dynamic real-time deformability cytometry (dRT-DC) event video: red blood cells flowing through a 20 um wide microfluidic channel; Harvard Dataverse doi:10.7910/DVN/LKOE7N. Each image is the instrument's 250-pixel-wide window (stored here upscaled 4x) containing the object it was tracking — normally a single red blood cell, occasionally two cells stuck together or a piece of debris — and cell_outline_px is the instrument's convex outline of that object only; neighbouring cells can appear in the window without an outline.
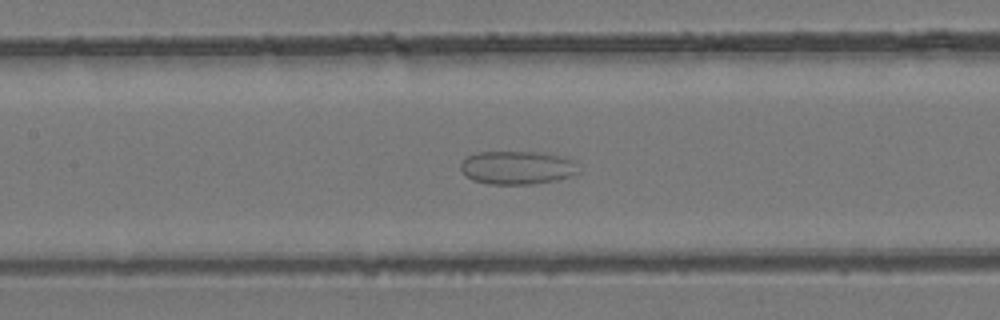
{"species": "common noctule bat (a hibernating species)", "species_latin": "Nyctalus noctula", "temperature_condition": "room temperature", "stored_images_in_passage": 51, "camera_frame_rate_fps": 3000, "um_per_image_px": 0.085, "animal": {"sex": "female", "body_mass_g": 24.6, "forearm_length_mm": 56.2}, "frame": {"image": 1, "passage_image": 24, "time_ms": 7.667, "image_size_px": [1000, 320], "cell_outline_px": [[580, 172], [572, 176], [556, 180], [532, 184], [488, 184], [472, 180], [460, 168], [460, 164], [468, 156], [476, 152], [540, 152], [572, 160]], "centroid_in_image_um": [43.95, 14.26], "position_along_channel_um": 163.5, "area_um2": 22.72}}
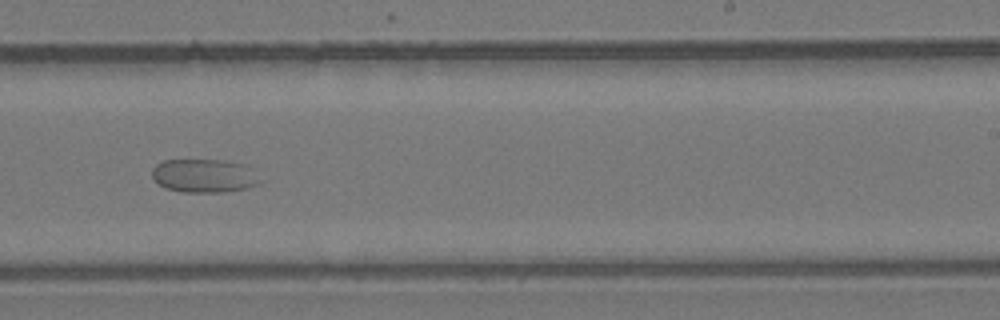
{"frame": {"image": 2, "passage_image": 32, "time_ms": 10.333, "image_size_px": [1000, 320], "cell_outline_px": [[260, 184], [244, 188], [224, 192], [184, 192], [164, 188], [152, 176], [152, 168], [156, 164], [164, 160], [224, 160], [244, 164], [260, 180]], "centroid_in_image_um": [17.31, 14.94], "position_along_channel_um": 271.7, "area_um2": 20.87}}
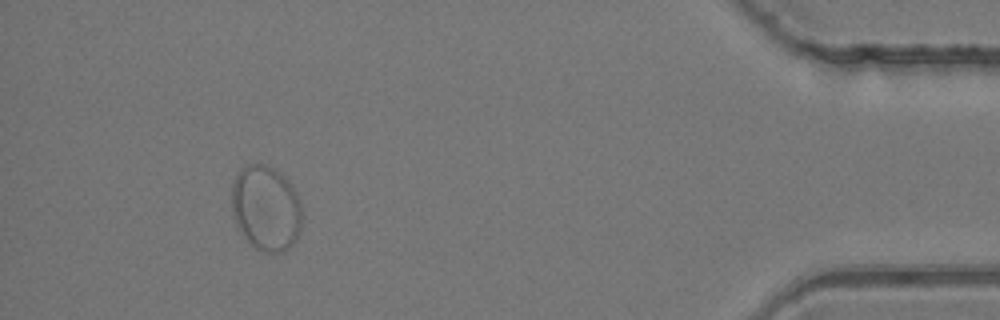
{"frame": {"image": 3, "passage_image": 47, "time_ms": 15.333, "image_size_px": [1000, 320], "cell_outline_px": [[300, 232], [292, 244], [288, 248], [280, 252], [264, 252], [256, 248], [244, 236], [236, 224], [232, 216], [232, 184], [240, 168], [248, 164], [264, 164], [276, 168], [288, 180], [300, 204]], "centroid_in_image_um": [22.58, 17.67], "position_along_channel_um": 412.6, "area_um2": 34.68}}